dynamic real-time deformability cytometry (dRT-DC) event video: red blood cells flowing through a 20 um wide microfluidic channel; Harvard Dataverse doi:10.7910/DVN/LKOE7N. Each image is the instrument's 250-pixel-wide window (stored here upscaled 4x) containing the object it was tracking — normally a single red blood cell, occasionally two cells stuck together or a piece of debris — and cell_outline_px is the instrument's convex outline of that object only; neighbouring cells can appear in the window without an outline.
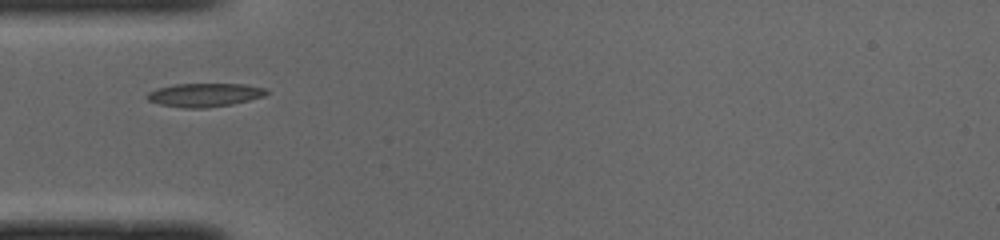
{"species": "common noctule bat (a hibernating species)", "species_latin": "Nyctalus noctula", "temperature_condition": "cold", "stored_images_in_passage": 36, "camera_frame_rate_fps": 3000, "um_per_image_px": 0.085, "animal": {"sex": "male", "body_mass_g": 19.0, "forearm_length_mm": 50.8}, "frame": {"image": 1, "passage_image": 1, "time_ms": 0.0, "image_size_px": [1000, 240], "cell_outline_px": [[268, 92], [264, 96], [232, 104], [208, 108], [184, 108], [160, 104], [148, 100], [148, 92], [156, 88], [176, 84], [244, 84], [268, 88]], "centroid_in_image_um": [17.41, 8.06], "position_along_channel_um": 67.6, "area_um2": 16.36}}
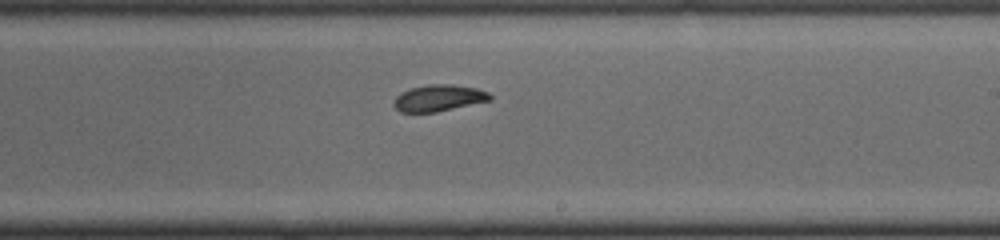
{"frame": {"image": 2, "passage_image": 15, "time_ms": 4.667, "image_size_px": [1000, 240], "cell_outline_px": [[492, 100], [436, 112], [400, 112], [392, 104], [392, 100], [400, 92], [412, 88], [428, 84], [452, 84], [476, 88], [488, 92], [492, 96]], "centroid_in_image_um": [37.27, 8.33], "position_along_channel_um": 251.7, "area_um2": 14.97}}
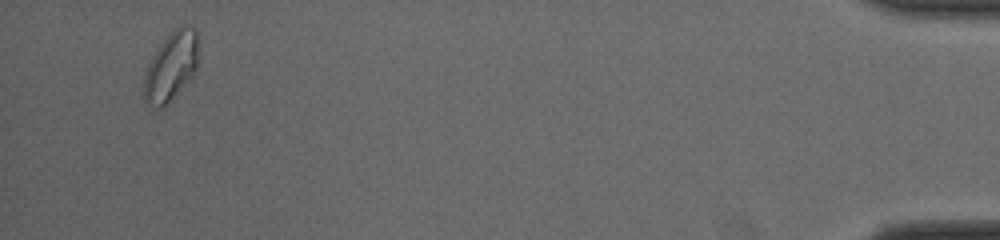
{"frame": {"image": 3, "passage_image": 34, "time_ms": 11.0, "image_size_px": [1000, 240], "cell_outline_px": [[196, 68], [188, 80], [164, 108], [156, 108], [148, 104], [144, 100], [144, 72], [152, 56], [160, 44], [172, 28], [180, 24], [184, 24], [192, 28], [196, 32]], "centroid_in_image_um": [14.49, 5.64], "position_along_channel_um": 420.7, "area_um2": 21.62}}